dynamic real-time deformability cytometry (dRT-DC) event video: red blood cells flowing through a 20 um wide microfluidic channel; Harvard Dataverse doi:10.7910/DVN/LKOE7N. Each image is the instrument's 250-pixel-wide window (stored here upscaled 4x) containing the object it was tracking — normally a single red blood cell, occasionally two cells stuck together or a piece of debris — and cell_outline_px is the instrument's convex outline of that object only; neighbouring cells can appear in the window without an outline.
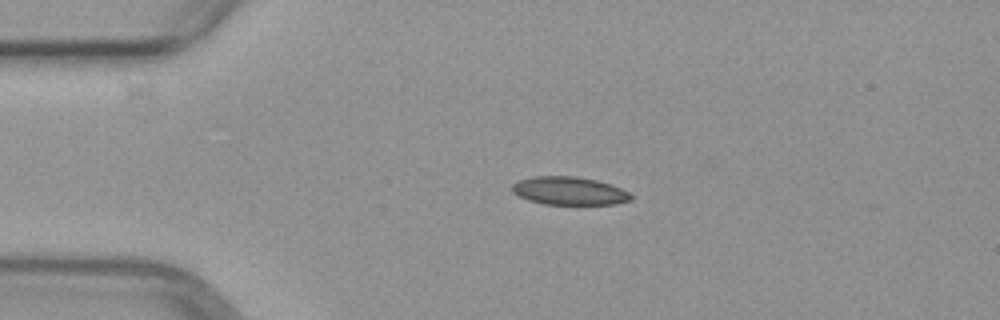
{"species": "common noctule bat (a hibernating species)", "species_latin": "Nyctalus noctula", "temperature_condition": "warm", "stored_images_in_passage": 3, "camera_frame_rate_fps": 3000, "um_per_image_px": 0.085, "animal": {"sex": "female", "body_mass_g": 29.2, "forearm_length_mm": 56.3}, "frame": {"image": 1, "passage_image": 2, "time_ms": 1.333, "image_size_px": [1000, 320], "cell_outline_px": [[632, 200], [612, 204], [544, 204], [528, 200], [512, 192], [512, 184], [520, 180], [532, 176], [576, 176], [596, 180], [620, 188], [628, 192], [632, 196]], "centroid_in_image_um": [48.36, 16.22], "position_along_channel_um": 36.6, "area_um2": 19.31}}